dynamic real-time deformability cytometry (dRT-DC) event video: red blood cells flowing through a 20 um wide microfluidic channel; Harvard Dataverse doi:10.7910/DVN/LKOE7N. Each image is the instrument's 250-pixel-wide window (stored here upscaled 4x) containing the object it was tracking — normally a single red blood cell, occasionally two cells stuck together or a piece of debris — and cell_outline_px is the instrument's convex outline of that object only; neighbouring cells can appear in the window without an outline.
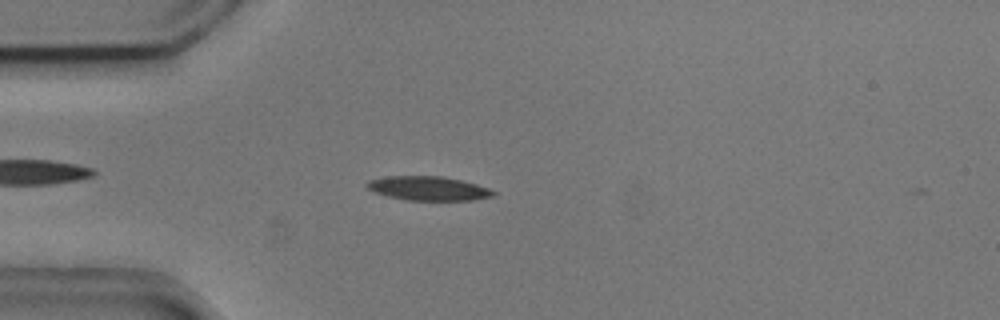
{"species": "common noctule bat (a hibernating species)", "species_latin": "Nyctalus noctula", "temperature_condition": "cold", "stored_images_in_passage": 47, "camera_frame_rate_fps": 3000, "um_per_image_px": 0.085, "animal": {"sex": "male", "body_mass_g": 20.5, "forearm_length_mm": 52.5}, "frame": {"image": 1, "passage_image": 7, "time_ms": 2.0, "image_size_px": [1000, 320], "cell_outline_px": [[496, 196], [472, 200], [408, 200], [376, 192], [368, 188], [364, 184], [368, 180], [388, 176], [444, 176], [476, 184], [488, 188], [496, 192]], "centroid_in_image_um": [36.44, 16.0], "position_along_channel_um": 48.6, "area_um2": 17.57}}
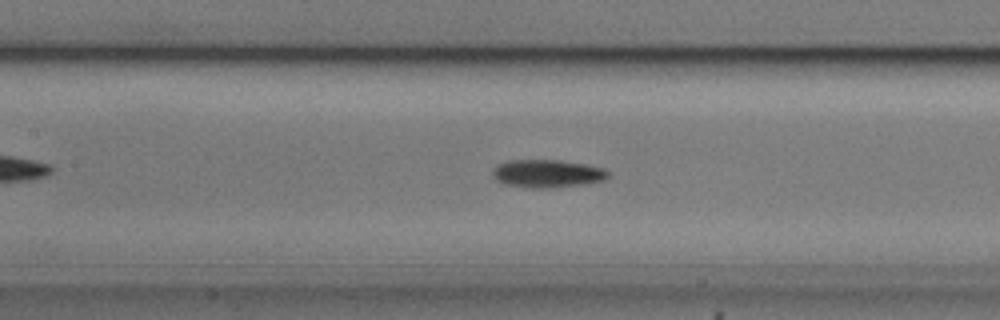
{"frame": {"image": 2, "passage_image": 17, "time_ms": 5.333, "image_size_px": [1000, 320], "cell_outline_px": [[608, 176], [604, 180], [588, 184], [548, 188], [532, 188], [504, 184], [496, 180], [492, 172], [496, 164], [508, 160], [560, 160], [588, 164], [604, 168], [608, 172]], "centroid_in_image_um": [46.53, 14.75], "position_along_channel_um": 160.9, "area_um2": 19.02}}
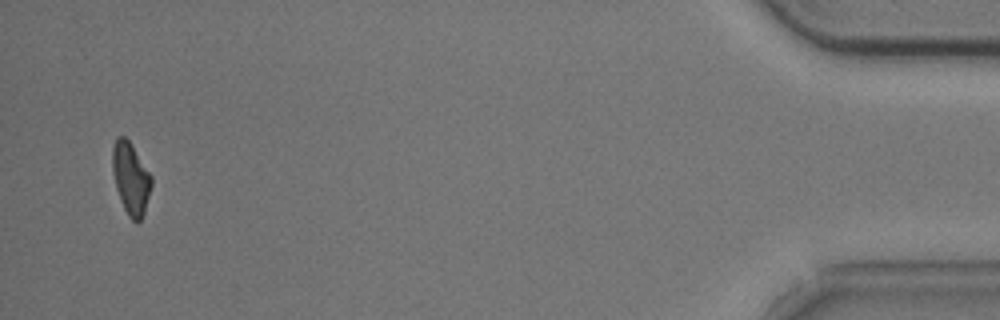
{"frame": {"image": 3, "passage_image": 45, "time_ms": 14.667, "image_size_px": [1000, 320], "cell_outline_px": [[152, 184], [144, 212], [140, 220], [136, 224], [128, 216], [120, 200], [116, 188], [112, 172], [112, 148], [116, 136], [124, 136], [132, 144], [152, 176]], "centroid_in_image_um": [11.1, 15.15], "position_along_channel_um": 424.1, "area_um2": 16.47}, "authors_computed_cell_mechanics": {"area_um2": 17.7446, "velocity_mm_per_s": 3.7216, "shape_relaxation_time_tau1_ms": 3.3772, "shape_relaxation_time_tau2_ms": null, "deformation_change_tau1": 0.1312, "deformation_change_tau2": null}}